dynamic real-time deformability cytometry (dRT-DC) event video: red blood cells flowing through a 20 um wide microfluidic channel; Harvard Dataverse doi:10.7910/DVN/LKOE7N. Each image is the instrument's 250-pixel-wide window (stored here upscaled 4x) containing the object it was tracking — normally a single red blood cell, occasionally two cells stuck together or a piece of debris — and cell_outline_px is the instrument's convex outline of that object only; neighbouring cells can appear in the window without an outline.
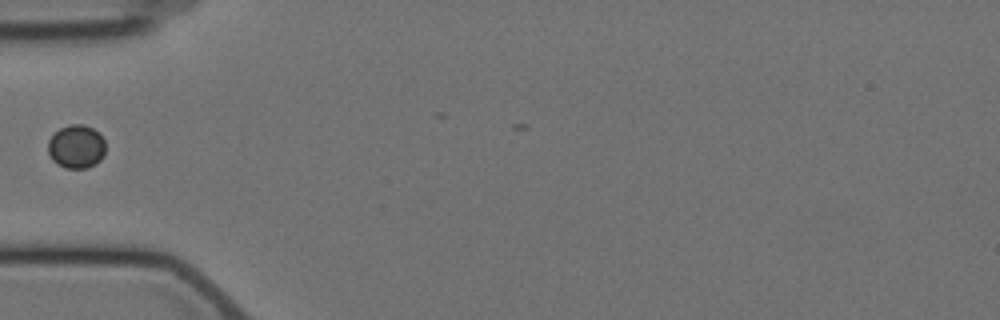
{"species": "Egyptian fruit bat (a non-hibernating species)", "species_latin": "Rousettus aegyptiacus", "temperature_condition": "cold", "stored_images_in_passage": 6, "camera_frame_rate_fps": 3000, "um_per_image_px": 0.085, "animal": {"sex": "female"}, "frame": {"image": 1, "passage_image": 1, "time_ms": 0.0, "image_size_px": [1000, 320], "cell_outline_px": [[104, 152], [100, 160], [88, 168], [64, 168], [56, 164], [52, 160], [48, 152], [48, 140], [60, 128], [72, 124], [84, 124], [100, 132], [104, 140]], "centroid_in_image_um": [6.48, 12.46], "position_along_channel_um": 78.5, "area_um2": 14.62}}
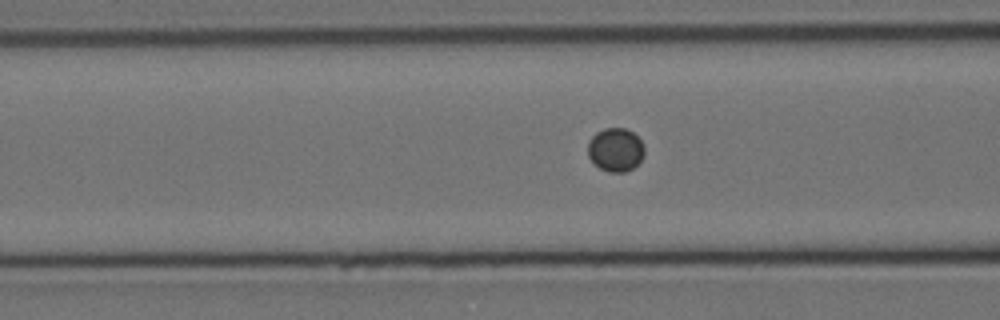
{"frame": {"image": 2, "passage_image": 4, "time_ms": 1.0, "image_size_px": [1000, 320], "cell_outline_px": [[644, 156], [632, 168], [624, 172], [608, 172], [600, 168], [588, 156], [588, 140], [596, 132], [604, 128], [624, 128], [632, 132], [644, 144]], "centroid_in_image_um": [52.31, 12.71], "position_along_channel_um": 114.3, "area_um2": 14.28}}